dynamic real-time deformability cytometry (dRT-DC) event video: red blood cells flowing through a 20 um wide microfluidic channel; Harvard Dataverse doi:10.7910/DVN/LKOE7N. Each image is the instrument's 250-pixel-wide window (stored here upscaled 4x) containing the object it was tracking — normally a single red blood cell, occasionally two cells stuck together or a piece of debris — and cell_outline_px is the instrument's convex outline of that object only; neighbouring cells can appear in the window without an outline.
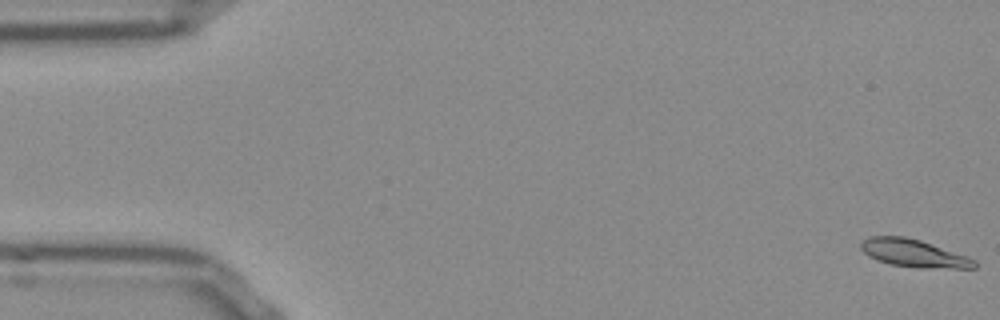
{"species": "Egyptian fruit bat (a non-hibernating species)", "species_latin": "Rousettus aegyptiacus", "temperature_condition": "room temperature", "stored_images_in_passage": 53, "camera_frame_rate_fps": 3000, "um_per_image_px": 0.085, "frame": {"image": 1, "passage_image": 1, "time_ms": 0.0, "image_size_px": [1000, 320], "cell_outline_px": [[976, 268], [916, 268], [888, 264], [876, 260], [868, 256], [860, 248], [860, 244], [868, 236], [904, 236], [920, 240], [968, 256], [976, 260]], "centroid_in_image_um": [77.66, 21.53], "position_along_channel_um": 7.3, "area_um2": 18.5}}
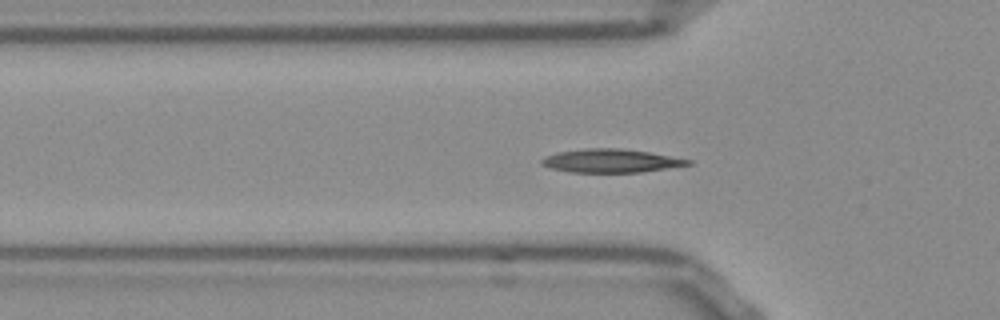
{"frame": {"image": 2, "passage_image": 17, "time_ms": 5.333, "image_size_px": [1000, 320], "cell_outline_px": [[692, 164], [640, 172], [568, 172], [552, 168], [540, 164], [540, 160], [544, 156], [556, 152], [584, 148], [620, 148], [648, 152], [692, 160]], "centroid_in_image_um": [51.86, 13.66], "position_along_channel_um": 73.9, "area_um2": 19.94}}
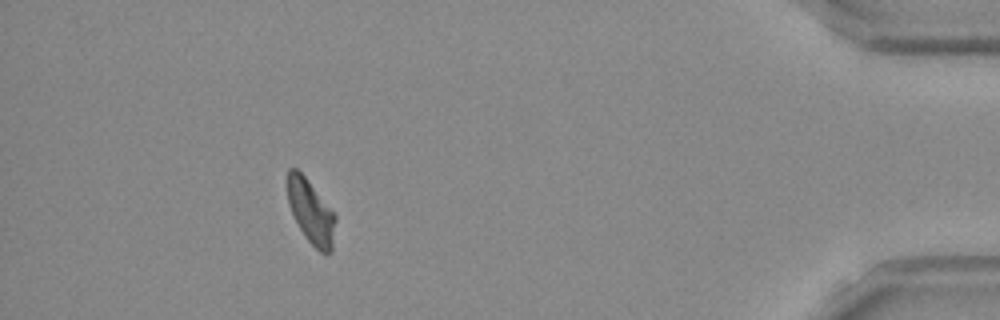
{"frame": {"image": 3, "passage_image": 48, "time_ms": 15.667, "image_size_px": [1000, 320], "cell_outline_px": [[336, 220], [332, 252], [320, 252], [304, 236], [288, 204], [288, 168], [296, 168], [304, 176], [336, 216]], "centroid_in_image_um": [26.43, 18.02], "position_along_channel_um": 408.8, "area_um2": 17.34}, "authors_computed_cell_mechanics": {"area_um2": 18.496, "velocity_mm_per_s": 3.8235, "shape_relaxation_time_tau1_ms": null, "shape_relaxation_time_tau2_ms": 3.9406, "deformation_change_tau1": null, "deformation_change_tau2": 0.0946}}